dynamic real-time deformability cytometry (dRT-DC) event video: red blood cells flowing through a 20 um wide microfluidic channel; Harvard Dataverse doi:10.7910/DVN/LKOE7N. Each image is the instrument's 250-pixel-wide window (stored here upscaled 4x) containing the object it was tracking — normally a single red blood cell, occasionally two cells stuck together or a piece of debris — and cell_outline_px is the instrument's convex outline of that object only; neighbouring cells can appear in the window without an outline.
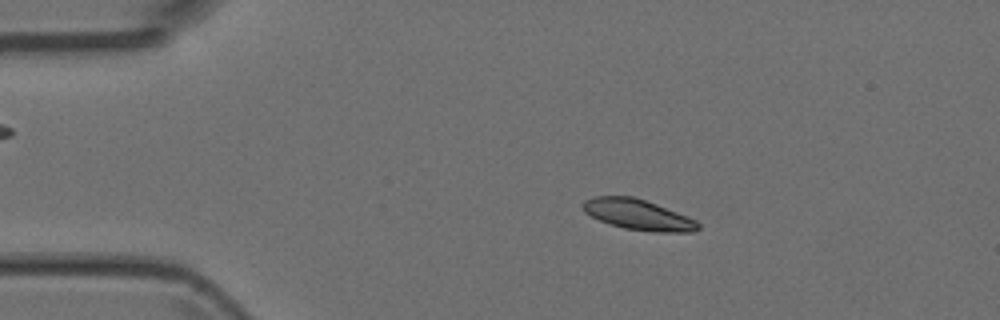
{"species": "Egyptian fruit bat (a non-hibernating species)", "species_latin": "Rousettus aegyptiacus", "temperature_condition": "room temperature", "stored_images_in_passage": 4, "camera_frame_rate_fps": 3000, "um_per_image_px": 0.085, "animal": {"sex": "female"}, "frame": {"image": 1, "passage_image": 2, "time_ms": 1.0, "image_size_px": [1000, 320], "cell_outline_px": [[700, 228], [696, 232], [652, 232], [624, 228], [600, 220], [584, 212], [580, 204], [584, 200], [596, 196], [632, 196], [656, 204], [688, 216], [696, 220], [700, 224]], "centroid_in_image_um": [54.25, 18.25], "position_along_channel_um": 30.7, "area_um2": 20.52}}
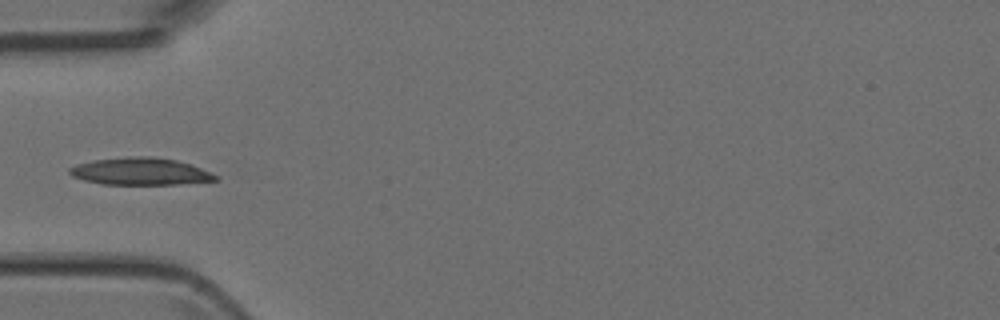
{"frame": {"image": 2, "passage_image": 4, "time_ms": 3.333, "image_size_px": [1000, 320], "cell_outline_px": [[220, 180], [176, 184], [100, 184], [84, 180], [72, 176], [68, 172], [68, 168], [76, 164], [96, 160], [128, 156], [152, 156], [176, 160], [212, 172], [220, 176]], "centroid_in_image_um": [11.94, 14.57], "position_along_channel_um": 73.1, "area_um2": 23.18}}